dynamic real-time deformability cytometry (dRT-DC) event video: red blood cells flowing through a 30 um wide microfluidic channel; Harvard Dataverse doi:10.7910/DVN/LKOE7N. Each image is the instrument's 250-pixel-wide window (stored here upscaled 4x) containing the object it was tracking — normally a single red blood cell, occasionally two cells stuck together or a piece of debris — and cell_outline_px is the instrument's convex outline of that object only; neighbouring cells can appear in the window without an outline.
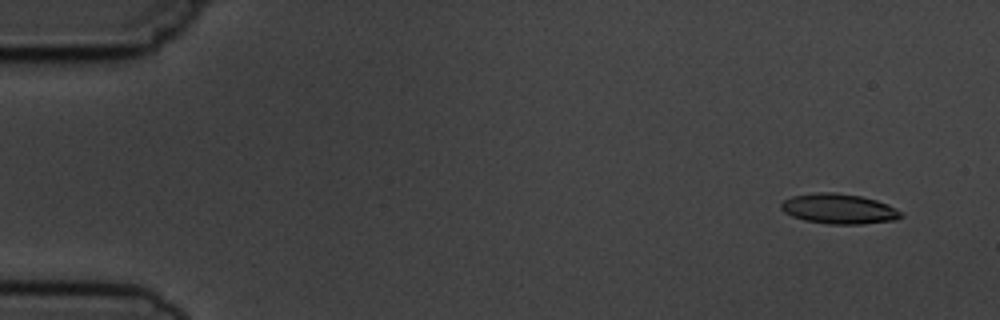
{"species": "common noctule bat (a hibernating species)", "species_latin": "Nyctalus noctula", "temperature_condition": "cold", "stored_images_in_passage": 8, "camera_frame_rate_fps": 3000, "um_per_image_px": 0.085, "animal": {"sex": "male", "body_mass_g": 19.5, "forearm_length_mm": 54.6}, "frame": {"image": 1, "passage_image": 1, "time_ms": 0.0, "image_size_px": [1000, 320], "cell_outline_px": [[904, 216], [896, 220], [860, 224], [828, 224], [804, 220], [792, 216], [784, 212], [780, 208], [780, 204], [784, 200], [792, 196], [816, 192], [832, 192], [860, 196], [876, 200], [888, 204], [896, 208]], "centroid_in_image_um": [71.3, 17.75], "position_along_channel_um": 13.7, "area_um2": 21.04}}
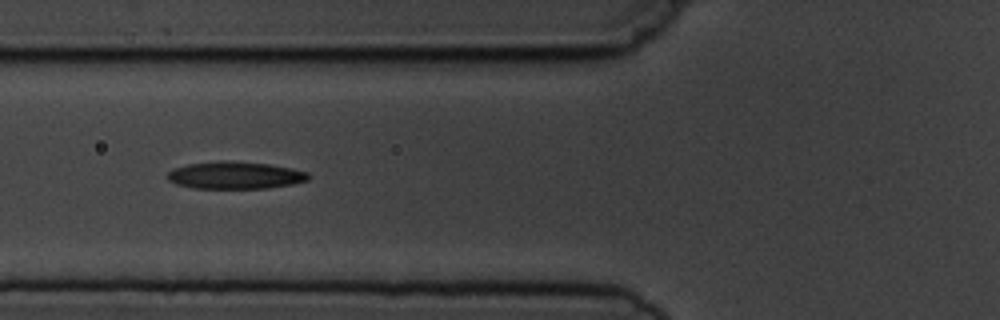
{"frame": {"image": 2, "passage_image": 6, "time_ms": 5.667, "image_size_px": [1000, 320], "cell_outline_px": [[312, 176], [308, 180], [292, 184], [268, 188], [192, 188], [176, 184], [168, 180], [168, 172], [172, 168], [188, 164], [224, 160], [228, 160], [268, 164], [292, 168], [308, 172]], "centroid_in_image_um": [20.0, 14.89], "position_along_channel_um": 105.8, "area_um2": 22.54}}
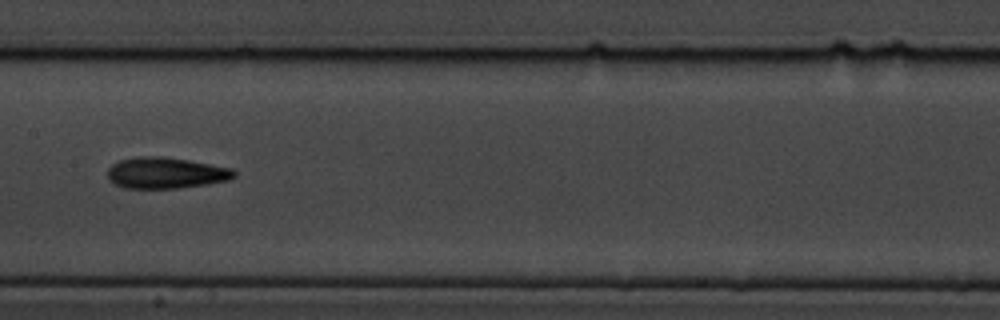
{"frame": {"image": 3, "passage_image": 8, "time_ms": 8.0, "image_size_px": [1000, 320], "cell_outline_px": [[236, 176], [228, 180], [208, 184], [180, 188], [124, 188], [108, 180], [108, 168], [112, 164], [120, 160], [140, 156], [164, 156], [188, 160], [232, 168], [236, 172]], "centroid_in_image_um": [14.09, 14.7], "position_along_channel_um": 193.3, "area_um2": 23.06}}